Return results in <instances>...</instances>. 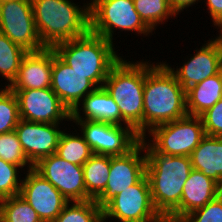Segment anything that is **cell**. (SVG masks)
I'll list each match as a JSON object with an SVG mask.
<instances>
[{"instance_id": "6da1fadb", "label": "cell", "mask_w": 222, "mask_h": 222, "mask_svg": "<svg viewBox=\"0 0 222 222\" xmlns=\"http://www.w3.org/2000/svg\"><path fill=\"white\" fill-rule=\"evenodd\" d=\"M143 98V138L154 127L188 115L186 90L163 61H145Z\"/></svg>"}, {"instance_id": "7a4b0ae2", "label": "cell", "mask_w": 222, "mask_h": 222, "mask_svg": "<svg viewBox=\"0 0 222 222\" xmlns=\"http://www.w3.org/2000/svg\"><path fill=\"white\" fill-rule=\"evenodd\" d=\"M146 153V176L152 203L160 216L179 218V204L185 181L192 170L190 156L156 152L143 138Z\"/></svg>"}, {"instance_id": "3957f363", "label": "cell", "mask_w": 222, "mask_h": 222, "mask_svg": "<svg viewBox=\"0 0 222 222\" xmlns=\"http://www.w3.org/2000/svg\"><path fill=\"white\" fill-rule=\"evenodd\" d=\"M35 26L42 44H56L81 37L90 31L89 2L72 0H31ZM80 6V7H79Z\"/></svg>"}, {"instance_id": "277c9868", "label": "cell", "mask_w": 222, "mask_h": 222, "mask_svg": "<svg viewBox=\"0 0 222 222\" xmlns=\"http://www.w3.org/2000/svg\"><path fill=\"white\" fill-rule=\"evenodd\" d=\"M53 49L66 64L85 75L97 88L103 87L110 69L123 57L115 51L114 43L91 31L58 43Z\"/></svg>"}, {"instance_id": "5b68a950", "label": "cell", "mask_w": 222, "mask_h": 222, "mask_svg": "<svg viewBox=\"0 0 222 222\" xmlns=\"http://www.w3.org/2000/svg\"><path fill=\"white\" fill-rule=\"evenodd\" d=\"M121 58L109 71L103 87L121 113V126H131L143 138L145 61Z\"/></svg>"}, {"instance_id": "8992f818", "label": "cell", "mask_w": 222, "mask_h": 222, "mask_svg": "<svg viewBox=\"0 0 222 222\" xmlns=\"http://www.w3.org/2000/svg\"><path fill=\"white\" fill-rule=\"evenodd\" d=\"M90 31L114 42L116 30L153 35V31L143 22L134 7L133 0H90ZM116 28V29H115ZM115 30V31H114Z\"/></svg>"}, {"instance_id": "52a82bcc", "label": "cell", "mask_w": 222, "mask_h": 222, "mask_svg": "<svg viewBox=\"0 0 222 222\" xmlns=\"http://www.w3.org/2000/svg\"><path fill=\"white\" fill-rule=\"evenodd\" d=\"M148 135L143 139L156 152L173 156H190L205 136V132L200 116L187 115L154 127Z\"/></svg>"}, {"instance_id": "ba28073f", "label": "cell", "mask_w": 222, "mask_h": 222, "mask_svg": "<svg viewBox=\"0 0 222 222\" xmlns=\"http://www.w3.org/2000/svg\"><path fill=\"white\" fill-rule=\"evenodd\" d=\"M102 214L105 222L108 219L118 222H156L160 214L152 203L147 176L116 195L102 209Z\"/></svg>"}, {"instance_id": "9c48e42d", "label": "cell", "mask_w": 222, "mask_h": 222, "mask_svg": "<svg viewBox=\"0 0 222 222\" xmlns=\"http://www.w3.org/2000/svg\"><path fill=\"white\" fill-rule=\"evenodd\" d=\"M71 121L81 128L79 132L81 131L94 154L124 155L141 141V137L131 126L88 120Z\"/></svg>"}, {"instance_id": "30bf717a", "label": "cell", "mask_w": 222, "mask_h": 222, "mask_svg": "<svg viewBox=\"0 0 222 222\" xmlns=\"http://www.w3.org/2000/svg\"><path fill=\"white\" fill-rule=\"evenodd\" d=\"M0 32L27 52L46 48L39 38L31 0L0 2Z\"/></svg>"}, {"instance_id": "8fae6325", "label": "cell", "mask_w": 222, "mask_h": 222, "mask_svg": "<svg viewBox=\"0 0 222 222\" xmlns=\"http://www.w3.org/2000/svg\"><path fill=\"white\" fill-rule=\"evenodd\" d=\"M145 175L146 153L140 141L126 154L111 156L109 178L104 192L95 200L97 205L103 209L116 195L137 184Z\"/></svg>"}, {"instance_id": "7c38bea8", "label": "cell", "mask_w": 222, "mask_h": 222, "mask_svg": "<svg viewBox=\"0 0 222 222\" xmlns=\"http://www.w3.org/2000/svg\"><path fill=\"white\" fill-rule=\"evenodd\" d=\"M34 169L47 179L68 202L92 200L86 192L82 166L51 154L35 164Z\"/></svg>"}, {"instance_id": "4fadbf2b", "label": "cell", "mask_w": 222, "mask_h": 222, "mask_svg": "<svg viewBox=\"0 0 222 222\" xmlns=\"http://www.w3.org/2000/svg\"><path fill=\"white\" fill-rule=\"evenodd\" d=\"M12 91L18 101L20 119L55 124L71 121V112L51 88Z\"/></svg>"}, {"instance_id": "5bb4252c", "label": "cell", "mask_w": 222, "mask_h": 222, "mask_svg": "<svg viewBox=\"0 0 222 222\" xmlns=\"http://www.w3.org/2000/svg\"><path fill=\"white\" fill-rule=\"evenodd\" d=\"M163 63L176 76L179 84L187 90L222 70V39L216 36L208 40L195 50L193 56L190 55L187 62L185 60L182 63L183 66H177L176 70L168 63Z\"/></svg>"}, {"instance_id": "9a60e30c", "label": "cell", "mask_w": 222, "mask_h": 222, "mask_svg": "<svg viewBox=\"0 0 222 222\" xmlns=\"http://www.w3.org/2000/svg\"><path fill=\"white\" fill-rule=\"evenodd\" d=\"M19 195L37 212L42 222H53L68 200L34 168L23 172Z\"/></svg>"}, {"instance_id": "2e32d148", "label": "cell", "mask_w": 222, "mask_h": 222, "mask_svg": "<svg viewBox=\"0 0 222 222\" xmlns=\"http://www.w3.org/2000/svg\"><path fill=\"white\" fill-rule=\"evenodd\" d=\"M60 125L19 120L15 132L33 166L41 159L56 153L60 136L64 131Z\"/></svg>"}, {"instance_id": "e0dca14e", "label": "cell", "mask_w": 222, "mask_h": 222, "mask_svg": "<svg viewBox=\"0 0 222 222\" xmlns=\"http://www.w3.org/2000/svg\"><path fill=\"white\" fill-rule=\"evenodd\" d=\"M96 88L85 75L66 64L53 49L51 89L70 112Z\"/></svg>"}, {"instance_id": "ac0fdd59", "label": "cell", "mask_w": 222, "mask_h": 222, "mask_svg": "<svg viewBox=\"0 0 222 222\" xmlns=\"http://www.w3.org/2000/svg\"><path fill=\"white\" fill-rule=\"evenodd\" d=\"M53 48L27 52L23 57L16 79L9 85L11 90L51 88Z\"/></svg>"}, {"instance_id": "d6986e66", "label": "cell", "mask_w": 222, "mask_h": 222, "mask_svg": "<svg viewBox=\"0 0 222 222\" xmlns=\"http://www.w3.org/2000/svg\"><path fill=\"white\" fill-rule=\"evenodd\" d=\"M71 120H88L121 125V113L118 105L105 88L99 87L84 97L75 107L71 112Z\"/></svg>"}, {"instance_id": "ffe728a7", "label": "cell", "mask_w": 222, "mask_h": 222, "mask_svg": "<svg viewBox=\"0 0 222 222\" xmlns=\"http://www.w3.org/2000/svg\"><path fill=\"white\" fill-rule=\"evenodd\" d=\"M221 193L222 187L216 181L201 171L192 169L183 187L179 218H184L190 212L205 206Z\"/></svg>"}, {"instance_id": "44dd1931", "label": "cell", "mask_w": 222, "mask_h": 222, "mask_svg": "<svg viewBox=\"0 0 222 222\" xmlns=\"http://www.w3.org/2000/svg\"><path fill=\"white\" fill-rule=\"evenodd\" d=\"M190 159L192 169L201 171L222 187V137L205 135Z\"/></svg>"}, {"instance_id": "7402d4cb", "label": "cell", "mask_w": 222, "mask_h": 222, "mask_svg": "<svg viewBox=\"0 0 222 222\" xmlns=\"http://www.w3.org/2000/svg\"><path fill=\"white\" fill-rule=\"evenodd\" d=\"M222 98V70L186 90V110L200 116Z\"/></svg>"}, {"instance_id": "603a6c76", "label": "cell", "mask_w": 222, "mask_h": 222, "mask_svg": "<svg viewBox=\"0 0 222 222\" xmlns=\"http://www.w3.org/2000/svg\"><path fill=\"white\" fill-rule=\"evenodd\" d=\"M111 166L110 155L93 154L82 166L88 196L96 200L105 190Z\"/></svg>"}, {"instance_id": "cb8c5ba5", "label": "cell", "mask_w": 222, "mask_h": 222, "mask_svg": "<svg viewBox=\"0 0 222 222\" xmlns=\"http://www.w3.org/2000/svg\"><path fill=\"white\" fill-rule=\"evenodd\" d=\"M62 132L56 150V155L68 162L83 166L94 154L84 136L76 133Z\"/></svg>"}, {"instance_id": "d4e9b609", "label": "cell", "mask_w": 222, "mask_h": 222, "mask_svg": "<svg viewBox=\"0 0 222 222\" xmlns=\"http://www.w3.org/2000/svg\"><path fill=\"white\" fill-rule=\"evenodd\" d=\"M26 54L27 51L24 48L0 32V76L8 82L5 87H9L16 79L22 59Z\"/></svg>"}, {"instance_id": "484cf974", "label": "cell", "mask_w": 222, "mask_h": 222, "mask_svg": "<svg viewBox=\"0 0 222 222\" xmlns=\"http://www.w3.org/2000/svg\"><path fill=\"white\" fill-rule=\"evenodd\" d=\"M134 7L143 22L154 31L170 17H177L168 0H133Z\"/></svg>"}, {"instance_id": "4316f807", "label": "cell", "mask_w": 222, "mask_h": 222, "mask_svg": "<svg viewBox=\"0 0 222 222\" xmlns=\"http://www.w3.org/2000/svg\"><path fill=\"white\" fill-rule=\"evenodd\" d=\"M102 209L95 200L69 202L53 222H101Z\"/></svg>"}, {"instance_id": "83f0119b", "label": "cell", "mask_w": 222, "mask_h": 222, "mask_svg": "<svg viewBox=\"0 0 222 222\" xmlns=\"http://www.w3.org/2000/svg\"><path fill=\"white\" fill-rule=\"evenodd\" d=\"M0 218L5 222H42L37 212L19 194L0 200Z\"/></svg>"}, {"instance_id": "f1b7e54d", "label": "cell", "mask_w": 222, "mask_h": 222, "mask_svg": "<svg viewBox=\"0 0 222 222\" xmlns=\"http://www.w3.org/2000/svg\"><path fill=\"white\" fill-rule=\"evenodd\" d=\"M0 89V134L15 130L19 120V107L16 95L9 88Z\"/></svg>"}, {"instance_id": "f546056e", "label": "cell", "mask_w": 222, "mask_h": 222, "mask_svg": "<svg viewBox=\"0 0 222 222\" xmlns=\"http://www.w3.org/2000/svg\"><path fill=\"white\" fill-rule=\"evenodd\" d=\"M0 158L6 162L18 165L24 170H30L34 166L25 155L15 130L0 134Z\"/></svg>"}, {"instance_id": "4dcf8cb0", "label": "cell", "mask_w": 222, "mask_h": 222, "mask_svg": "<svg viewBox=\"0 0 222 222\" xmlns=\"http://www.w3.org/2000/svg\"><path fill=\"white\" fill-rule=\"evenodd\" d=\"M21 169L20 166L0 158V200L20 193L22 179L19 173Z\"/></svg>"}, {"instance_id": "1f68e13d", "label": "cell", "mask_w": 222, "mask_h": 222, "mask_svg": "<svg viewBox=\"0 0 222 222\" xmlns=\"http://www.w3.org/2000/svg\"><path fill=\"white\" fill-rule=\"evenodd\" d=\"M187 222H222V193L184 217Z\"/></svg>"}, {"instance_id": "d6a6232c", "label": "cell", "mask_w": 222, "mask_h": 222, "mask_svg": "<svg viewBox=\"0 0 222 222\" xmlns=\"http://www.w3.org/2000/svg\"><path fill=\"white\" fill-rule=\"evenodd\" d=\"M205 135L222 137V98L200 115Z\"/></svg>"}, {"instance_id": "836d02e7", "label": "cell", "mask_w": 222, "mask_h": 222, "mask_svg": "<svg viewBox=\"0 0 222 222\" xmlns=\"http://www.w3.org/2000/svg\"><path fill=\"white\" fill-rule=\"evenodd\" d=\"M207 5L209 16L212 18L213 25L216 26L215 29H220L222 27V0H204Z\"/></svg>"}, {"instance_id": "e575fe53", "label": "cell", "mask_w": 222, "mask_h": 222, "mask_svg": "<svg viewBox=\"0 0 222 222\" xmlns=\"http://www.w3.org/2000/svg\"><path fill=\"white\" fill-rule=\"evenodd\" d=\"M202 0H168L173 11L178 15L181 14L184 9L192 7L194 4L200 3Z\"/></svg>"}, {"instance_id": "d590c367", "label": "cell", "mask_w": 222, "mask_h": 222, "mask_svg": "<svg viewBox=\"0 0 222 222\" xmlns=\"http://www.w3.org/2000/svg\"><path fill=\"white\" fill-rule=\"evenodd\" d=\"M156 222H187L184 218H177L173 216H160Z\"/></svg>"}, {"instance_id": "8d00e7d4", "label": "cell", "mask_w": 222, "mask_h": 222, "mask_svg": "<svg viewBox=\"0 0 222 222\" xmlns=\"http://www.w3.org/2000/svg\"><path fill=\"white\" fill-rule=\"evenodd\" d=\"M218 32H219V33H218V34H219L218 36L222 39V27L219 29Z\"/></svg>"}]
</instances>
